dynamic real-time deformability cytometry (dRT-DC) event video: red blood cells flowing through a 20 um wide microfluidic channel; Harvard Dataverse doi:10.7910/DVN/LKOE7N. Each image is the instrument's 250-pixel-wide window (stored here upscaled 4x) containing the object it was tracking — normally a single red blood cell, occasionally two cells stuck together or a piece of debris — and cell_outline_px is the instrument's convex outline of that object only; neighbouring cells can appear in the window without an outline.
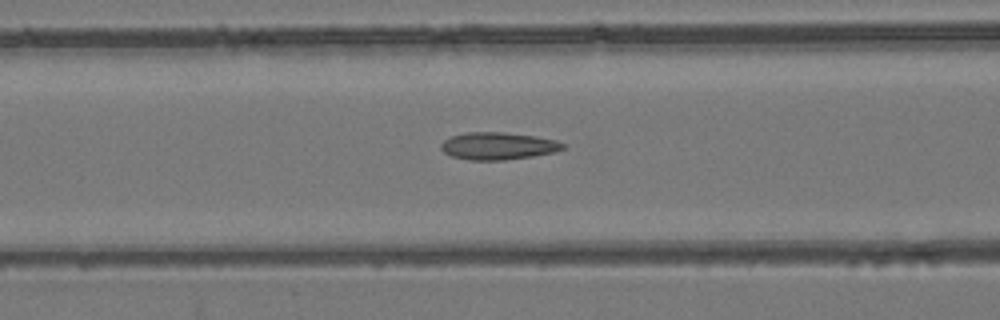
{"species": "common noctule bat (a hibernating species)", "species_latin": "Nyctalus noctula", "temperature_condition": "room temperature", "stored_images_in_passage": 55, "camera_frame_rate_fps": 3000, "um_per_image_px": 0.085, "animal": {"sex": "female", "body_mass_g": 24.6, "forearm_length_mm": 56.2}, "frame": {"image": 1, "passage_image": 23, "time_ms": 7.333, "image_size_px": [1000, 320], "cell_outline_px": [[564, 148], [556, 152], [532, 156], [504, 160], [468, 160], [452, 156], [444, 152], [440, 148], [440, 144], [444, 140], [452, 136], [464, 132], [504, 132], [536, 136], [556, 140], [564, 144]], "centroid_in_image_um": [42.32, 12.4], "position_along_channel_um": 124.3, "area_um2": 19.48}}
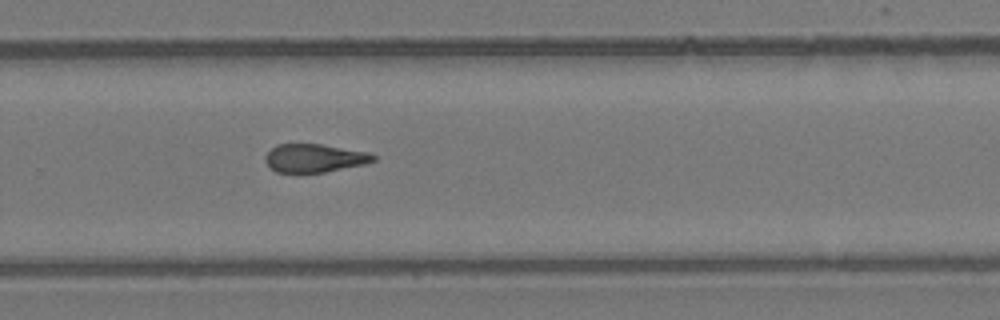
{"frame": {"image": 2, "passage_image": 37, "time_ms": 12.0, "image_size_px": [1000, 320], "cell_outline_px": [[376, 160], [364, 164], [324, 172], [276, 172], [264, 160], [264, 156], [276, 144], [320, 144], [368, 152], [376, 156]], "centroid_in_image_um": [26.72, 13.43], "position_along_channel_um": 303.1, "area_um2": 17.63}}
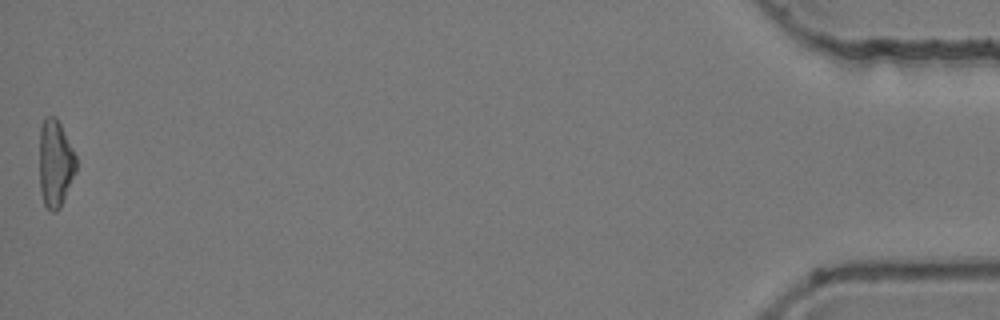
{"frame": {"image": 3, "passage_image": 55, "time_ms": 18.0, "image_size_px": [1000, 320], "cell_outline_px": [[76, 172], [60, 208], [56, 212], [52, 212], [44, 204], [40, 188], [40, 128], [44, 116], [56, 116], [76, 156]], "centroid_in_image_um": [4.7, 13.89], "position_along_channel_um": 430.5, "area_um2": 18.61}, "authors_computed_cell_mechanics": {"area_um2": 19.0162, "velocity_mm_per_s": 3.8469, "shape_relaxation_time_tau1_ms": null, "shape_relaxation_time_tau2_ms": 5.4075, "deformation_change_tau1": null, "deformation_change_tau2": 0.1318}}